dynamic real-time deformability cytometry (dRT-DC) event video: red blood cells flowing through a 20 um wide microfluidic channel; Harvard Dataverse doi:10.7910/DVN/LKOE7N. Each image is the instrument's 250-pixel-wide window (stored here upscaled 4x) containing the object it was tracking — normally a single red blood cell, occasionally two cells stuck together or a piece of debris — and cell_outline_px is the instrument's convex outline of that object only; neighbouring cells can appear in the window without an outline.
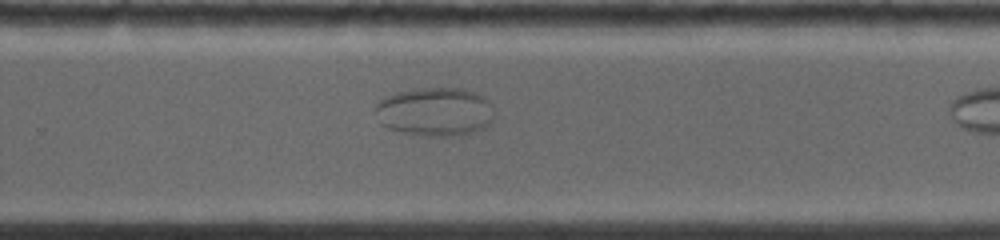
{"species": "common noctule bat (a hibernating species)", "species_latin": "Nyctalus noctula", "temperature_condition": "warm", "stored_images_in_passage": 15, "camera_frame_rate_fps": 5000, "um_per_image_px": 0.085, "animal": {"sex": "female", "body_mass_g": 19.0, "forearm_length_mm": 53.3}, "frame": {"image": 1, "passage_image": 11, "time_ms": 5.0, "image_size_px": [1000, 240], "cell_outline_px": [[496, 112], [492, 120], [484, 128], [476, 132], [460, 136], [424, 136], [404, 132], [388, 128], [380, 124], [376, 108], [376, 104], [384, 96], [396, 92], [416, 88], [460, 88], [476, 92], [484, 96], [492, 104]], "centroid_in_image_um": [37.02, 9.5], "position_along_channel_um": 292.8, "area_um2": 34.28}}
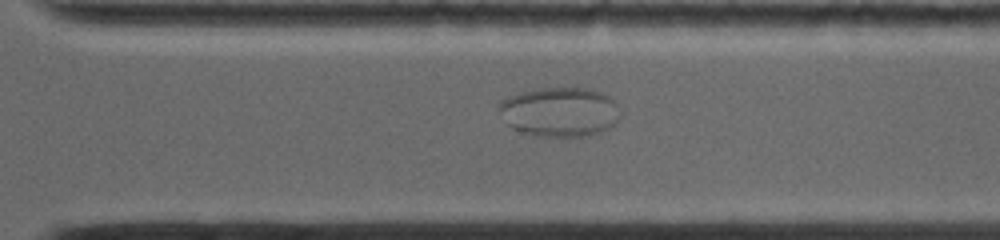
{"frame": {"image": 2, "passage_image": 13, "time_ms": 5.8, "image_size_px": [1000, 240], "cell_outline_px": [[620, 116], [616, 124], [600, 132], [588, 136], [532, 136], [520, 132], [512, 128], [508, 124], [500, 108], [500, 104], [508, 96], [524, 92], [544, 88], [588, 88], [600, 92], [608, 96], [616, 104]], "centroid_in_image_um": [47.62, 9.53], "position_along_channel_um": 323.0, "area_um2": 34.56}}